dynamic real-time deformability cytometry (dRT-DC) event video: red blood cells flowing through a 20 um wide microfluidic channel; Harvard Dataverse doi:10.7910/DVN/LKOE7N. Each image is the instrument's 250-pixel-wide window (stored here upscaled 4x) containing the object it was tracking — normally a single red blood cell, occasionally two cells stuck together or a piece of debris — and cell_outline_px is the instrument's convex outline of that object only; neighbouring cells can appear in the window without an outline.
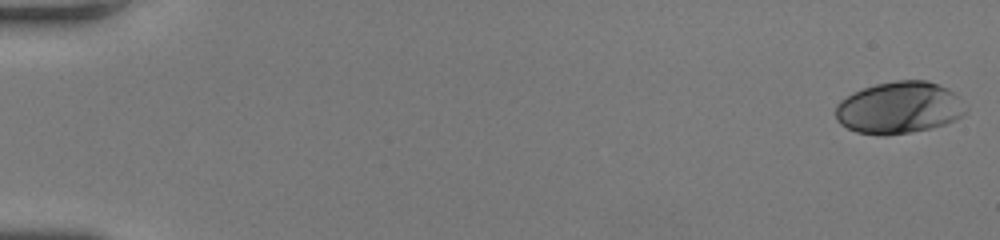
{"species": "human", "species_latin": "Homo sapiens", "temperature_condition": "room temperature", "stored_images_in_passage": 50, "camera_frame_rate_fps": 3000, "um_per_image_px": 0.085, "donor": {"sex": "female"}, "frame": {"image": 1, "passage_image": 1, "time_ms": 0.0, "image_size_px": [1000, 240], "cell_outline_px": [[968, 108], [964, 116], [956, 120], [944, 124], [928, 128], [908, 132], [884, 136], [856, 132], [840, 124], [836, 120], [836, 104], [840, 100], [852, 92], [876, 84], [896, 80], [928, 80], [948, 88]], "centroid_in_image_um": [76.41, 9.15], "position_along_channel_um": 8.6, "area_um2": 39.48}}
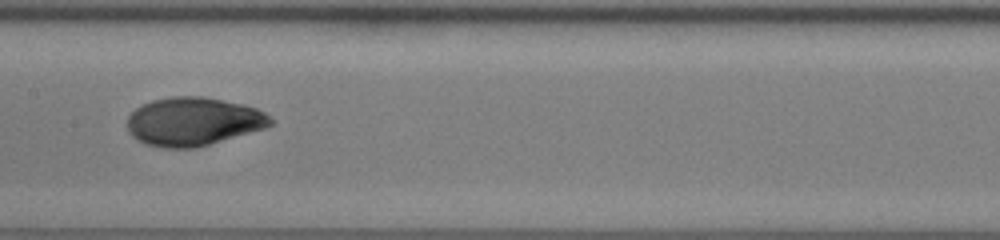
{"frame": {"image": 2, "passage_image": 27, "time_ms": 8.667, "image_size_px": [1000, 240], "cell_outline_px": [[272, 124], [264, 128], [196, 148], [164, 148], [144, 144], [132, 136], [128, 132], [128, 116], [136, 108], [152, 100], [172, 96], [204, 96], [240, 104], [256, 108], [264, 112], [272, 120]], "centroid_in_image_um": [16.39, 10.33], "position_along_channel_um": 191.0, "area_um2": 40.23}}
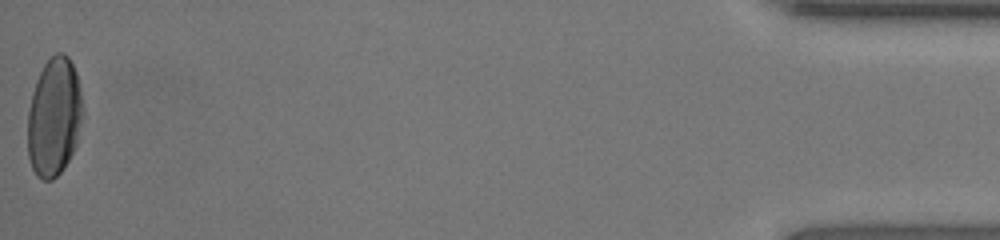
{"frame": {"image": 3, "passage_image": 50, "time_ms": 16.333, "image_size_px": [1000, 240], "cell_outline_px": [[84, 116], [76, 144], [64, 168], [52, 180], [44, 180], [36, 176], [32, 168], [28, 156], [28, 112], [32, 92], [36, 80], [44, 64], [56, 52], [64, 52], [68, 56], [76, 72], [84, 108]], "centroid_in_image_um": [4.61, 9.94], "position_along_channel_um": 430.6, "area_um2": 38.38}, "authors_computed_cell_mechanics": {"area_um2": 38.9283, "velocity_mm_per_s": 4.3135, "shape_relaxation_time_tau1_ms": 4.1768, "shape_relaxation_time_tau2_ms": 1.0913, "deformation_change_tau1": 0.193, "deformation_change_tau2": 0.047}}